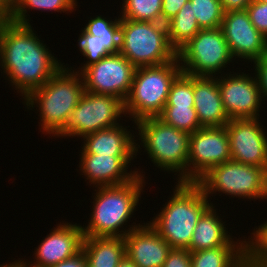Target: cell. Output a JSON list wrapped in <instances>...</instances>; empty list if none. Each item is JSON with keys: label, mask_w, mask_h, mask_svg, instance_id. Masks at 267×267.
<instances>
[{"label": "cell", "mask_w": 267, "mask_h": 267, "mask_svg": "<svg viewBox=\"0 0 267 267\" xmlns=\"http://www.w3.org/2000/svg\"><path fill=\"white\" fill-rule=\"evenodd\" d=\"M35 32L31 24L9 19L0 26L1 73L10 86L21 93L22 99L42 87L64 64L52 55Z\"/></svg>", "instance_id": "6da1fadb"}, {"label": "cell", "mask_w": 267, "mask_h": 267, "mask_svg": "<svg viewBox=\"0 0 267 267\" xmlns=\"http://www.w3.org/2000/svg\"><path fill=\"white\" fill-rule=\"evenodd\" d=\"M145 183V178L136 175L121 185L96 187L90 220L87 226H82L84 237H125L141 226L133 222L126 230L123 225L134 215Z\"/></svg>", "instance_id": "7a4b0ae2"}, {"label": "cell", "mask_w": 267, "mask_h": 267, "mask_svg": "<svg viewBox=\"0 0 267 267\" xmlns=\"http://www.w3.org/2000/svg\"><path fill=\"white\" fill-rule=\"evenodd\" d=\"M67 65H63L42 87L23 99L28 110L36 106L39 109V131L45 135L56 137L66 127L84 93L81 74Z\"/></svg>", "instance_id": "3957f363"}, {"label": "cell", "mask_w": 267, "mask_h": 267, "mask_svg": "<svg viewBox=\"0 0 267 267\" xmlns=\"http://www.w3.org/2000/svg\"><path fill=\"white\" fill-rule=\"evenodd\" d=\"M176 183L170 200L149 223L172 249H188L198 220L212 202L197 183Z\"/></svg>", "instance_id": "277c9868"}, {"label": "cell", "mask_w": 267, "mask_h": 267, "mask_svg": "<svg viewBox=\"0 0 267 267\" xmlns=\"http://www.w3.org/2000/svg\"><path fill=\"white\" fill-rule=\"evenodd\" d=\"M182 73L176 57L168 63L138 67L133 76L129 95L124 101L125 116L136 123L158 117L167 102L174 80Z\"/></svg>", "instance_id": "5b68a950"}, {"label": "cell", "mask_w": 267, "mask_h": 267, "mask_svg": "<svg viewBox=\"0 0 267 267\" xmlns=\"http://www.w3.org/2000/svg\"><path fill=\"white\" fill-rule=\"evenodd\" d=\"M135 124L139 132L137 139L141 140L139 143L153 164L164 172H176L178 182H187L190 134L166 124L159 117L144 118Z\"/></svg>", "instance_id": "8992f818"}, {"label": "cell", "mask_w": 267, "mask_h": 267, "mask_svg": "<svg viewBox=\"0 0 267 267\" xmlns=\"http://www.w3.org/2000/svg\"><path fill=\"white\" fill-rule=\"evenodd\" d=\"M119 52L135 67L173 61L177 51L168 41L167 25L121 19Z\"/></svg>", "instance_id": "52a82bcc"}, {"label": "cell", "mask_w": 267, "mask_h": 267, "mask_svg": "<svg viewBox=\"0 0 267 267\" xmlns=\"http://www.w3.org/2000/svg\"><path fill=\"white\" fill-rule=\"evenodd\" d=\"M196 183L208 199L218 192L239 199L267 200V171L233 160L212 167Z\"/></svg>", "instance_id": "ba28073f"}, {"label": "cell", "mask_w": 267, "mask_h": 267, "mask_svg": "<svg viewBox=\"0 0 267 267\" xmlns=\"http://www.w3.org/2000/svg\"><path fill=\"white\" fill-rule=\"evenodd\" d=\"M177 58L184 74L206 77L223 75L221 71L235 60L221 28L201 29L177 51Z\"/></svg>", "instance_id": "9c48e42d"}, {"label": "cell", "mask_w": 267, "mask_h": 267, "mask_svg": "<svg viewBox=\"0 0 267 267\" xmlns=\"http://www.w3.org/2000/svg\"><path fill=\"white\" fill-rule=\"evenodd\" d=\"M122 114L126 118L123 100L111 95L84 91L66 127L56 138L75 136L83 138L99 130L120 125Z\"/></svg>", "instance_id": "30bf717a"}, {"label": "cell", "mask_w": 267, "mask_h": 267, "mask_svg": "<svg viewBox=\"0 0 267 267\" xmlns=\"http://www.w3.org/2000/svg\"><path fill=\"white\" fill-rule=\"evenodd\" d=\"M136 68L120 53L110 54L81 72L84 91L118 97L129 95Z\"/></svg>", "instance_id": "8fae6325"}, {"label": "cell", "mask_w": 267, "mask_h": 267, "mask_svg": "<svg viewBox=\"0 0 267 267\" xmlns=\"http://www.w3.org/2000/svg\"><path fill=\"white\" fill-rule=\"evenodd\" d=\"M231 160L226 127H201L190 134L187 182L196 183L212 167Z\"/></svg>", "instance_id": "7c38bea8"}, {"label": "cell", "mask_w": 267, "mask_h": 267, "mask_svg": "<svg viewBox=\"0 0 267 267\" xmlns=\"http://www.w3.org/2000/svg\"><path fill=\"white\" fill-rule=\"evenodd\" d=\"M231 73L218 76L223 107L229 119L259 118L264 100L256 76Z\"/></svg>", "instance_id": "4fadbf2b"}, {"label": "cell", "mask_w": 267, "mask_h": 267, "mask_svg": "<svg viewBox=\"0 0 267 267\" xmlns=\"http://www.w3.org/2000/svg\"><path fill=\"white\" fill-rule=\"evenodd\" d=\"M259 118L230 119L225 125L231 160L267 171V134Z\"/></svg>", "instance_id": "5bb4252c"}, {"label": "cell", "mask_w": 267, "mask_h": 267, "mask_svg": "<svg viewBox=\"0 0 267 267\" xmlns=\"http://www.w3.org/2000/svg\"><path fill=\"white\" fill-rule=\"evenodd\" d=\"M221 30L232 57L253 64L267 54V38L252 24L246 10L224 13Z\"/></svg>", "instance_id": "9a60e30c"}, {"label": "cell", "mask_w": 267, "mask_h": 267, "mask_svg": "<svg viewBox=\"0 0 267 267\" xmlns=\"http://www.w3.org/2000/svg\"><path fill=\"white\" fill-rule=\"evenodd\" d=\"M53 229L35 249L33 262L26 259L29 266L52 267L82 251L84 234L81 225L60 222Z\"/></svg>", "instance_id": "2e32d148"}, {"label": "cell", "mask_w": 267, "mask_h": 267, "mask_svg": "<svg viewBox=\"0 0 267 267\" xmlns=\"http://www.w3.org/2000/svg\"><path fill=\"white\" fill-rule=\"evenodd\" d=\"M79 170L93 187L121 185L131 181L136 175L145 177L140 169L127 172L136 156H105L80 153ZM134 157V158H133ZM136 170V171H135ZM139 170V171H138Z\"/></svg>", "instance_id": "e0dca14e"}, {"label": "cell", "mask_w": 267, "mask_h": 267, "mask_svg": "<svg viewBox=\"0 0 267 267\" xmlns=\"http://www.w3.org/2000/svg\"><path fill=\"white\" fill-rule=\"evenodd\" d=\"M124 240L126 257L138 267H162L172 249L149 221L130 231Z\"/></svg>", "instance_id": "ac0fdd59"}, {"label": "cell", "mask_w": 267, "mask_h": 267, "mask_svg": "<svg viewBox=\"0 0 267 267\" xmlns=\"http://www.w3.org/2000/svg\"><path fill=\"white\" fill-rule=\"evenodd\" d=\"M194 108L201 127H221L229 121L218 86V76H193Z\"/></svg>", "instance_id": "d6986e66"}, {"label": "cell", "mask_w": 267, "mask_h": 267, "mask_svg": "<svg viewBox=\"0 0 267 267\" xmlns=\"http://www.w3.org/2000/svg\"><path fill=\"white\" fill-rule=\"evenodd\" d=\"M122 124L99 130L83 137L81 153H92L105 156H137L141 150L135 134Z\"/></svg>", "instance_id": "ffe728a7"}, {"label": "cell", "mask_w": 267, "mask_h": 267, "mask_svg": "<svg viewBox=\"0 0 267 267\" xmlns=\"http://www.w3.org/2000/svg\"><path fill=\"white\" fill-rule=\"evenodd\" d=\"M213 205L198 220L188 250L194 252L223 245H247L246 237H244V241L240 238L235 241L231 237V233L226 230V222H223L218 216L217 209H214Z\"/></svg>", "instance_id": "44dd1931"}, {"label": "cell", "mask_w": 267, "mask_h": 267, "mask_svg": "<svg viewBox=\"0 0 267 267\" xmlns=\"http://www.w3.org/2000/svg\"><path fill=\"white\" fill-rule=\"evenodd\" d=\"M87 267H117L125 254L124 237H84Z\"/></svg>", "instance_id": "7402d4cb"}, {"label": "cell", "mask_w": 267, "mask_h": 267, "mask_svg": "<svg viewBox=\"0 0 267 267\" xmlns=\"http://www.w3.org/2000/svg\"><path fill=\"white\" fill-rule=\"evenodd\" d=\"M192 267H244L248 263L247 245H223L190 252Z\"/></svg>", "instance_id": "603a6c76"}, {"label": "cell", "mask_w": 267, "mask_h": 267, "mask_svg": "<svg viewBox=\"0 0 267 267\" xmlns=\"http://www.w3.org/2000/svg\"><path fill=\"white\" fill-rule=\"evenodd\" d=\"M78 47L80 53L84 56L86 62L76 72L80 73L85 67L100 61L103 57L119 52L120 35H103L95 37L81 30L78 38Z\"/></svg>", "instance_id": "cb8c5ba5"}, {"label": "cell", "mask_w": 267, "mask_h": 267, "mask_svg": "<svg viewBox=\"0 0 267 267\" xmlns=\"http://www.w3.org/2000/svg\"><path fill=\"white\" fill-rule=\"evenodd\" d=\"M166 25L168 41L176 51L183 47L201 30L195 15L192 13V4L190 1Z\"/></svg>", "instance_id": "d4e9b609"}, {"label": "cell", "mask_w": 267, "mask_h": 267, "mask_svg": "<svg viewBox=\"0 0 267 267\" xmlns=\"http://www.w3.org/2000/svg\"><path fill=\"white\" fill-rule=\"evenodd\" d=\"M77 0H20L9 20L19 24H30L27 11L30 9L72 13L78 6Z\"/></svg>", "instance_id": "484cf974"}, {"label": "cell", "mask_w": 267, "mask_h": 267, "mask_svg": "<svg viewBox=\"0 0 267 267\" xmlns=\"http://www.w3.org/2000/svg\"><path fill=\"white\" fill-rule=\"evenodd\" d=\"M121 19L162 23L163 0H122Z\"/></svg>", "instance_id": "4316f807"}, {"label": "cell", "mask_w": 267, "mask_h": 267, "mask_svg": "<svg viewBox=\"0 0 267 267\" xmlns=\"http://www.w3.org/2000/svg\"><path fill=\"white\" fill-rule=\"evenodd\" d=\"M158 117L166 124L189 134L201 128L194 106H164Z\"/></svg>", "instance_id": "83f0119b"}, {"label": "cell", "mask_w": 267, "mask_h": 267, "mask_svg": "<svg viewBox=\"0 0 267 267\" xmlns=\"http://www.w3.org/2000/svg\"><path fill=\"white\" fill-rule=\"evenodd\" d=\"M200 29L220 28L224 11L220 0H189Z\"/></svg>", "instance_id": "f1b7e54d"}, {"label": "cell", "mask_w": 267, "mask_h": 267, "mask_svg": "<svg viewBox=\"0 0 267 267\" xmlns=\"http://www.w3.org/2000/svg\"><path fill=\"white\" fill-rule=\"evenodd\" d=\"M253 231L247 239L248 263L253 267H267V221Z\"/></svg>", "instance_id": "f546056e"}, {"label": "cell", "mask_w": 267, "mask_h": 267, "mask_svg": "<svg viewBox=\"0 0 267 267\" xmlns=\"http://www.w3.org/2000/svg\"><path fill=\"white\" fill-rule=\"evenodd\" d=\"M165 106H194L192 75L182 72L174 80Z\"/></svg>", "instance_id": "4dcf8cb0"}, {"label": "cell", "mask_w": 267, "mask_h": 267, "mask_svg": "<svg viewBox=\"0 0 267 267\" xmlns=\"http://www.w3.org/2000/svg\"><path fill=\"white\" fill-rule=\"evenodd\" d=\"M118 16L114 21L108 18L97 15L95 18H90L88 24L83 30L90 35L101 37L103 35H120L121 33V17Z\"/></svg>", "instance_id": "1f68e13d"}, {"label": "cell", "mask_w": 267, "mask_h": 267, "mask_svg": "<svg viewBox=\"0 0 267 267\" xmlns=\"http://www.w3.org/2000/svg\"><path fill=\"white\" fill-rule=\"evenodd\" d=\"M246 12L253 26L267 38V2L253 0Z\"/></svg>", "instance_id": "d6a6232c"}, {"label": "cell", "mask_w": 267, "mask_h": 267, "mask_svg": "<svg viewBox=\"0 0 267 267\" xmlns=\"http://www.w3.org/2000/svg\"><path fill=\"white\" fill-rule=\"evenodd\" d=\"M162 267H192L188 249H171Z\"/></svg>", "instance_id": "836d02e7"}, {"label": "cell", "mask_w": 267, "mask_h": 267, "mask_svg": "<svg viewBox=\"0 0 267 267\" xmlns=\"http://www.w3.org/2000/svg\"><path fill=\"white\" fill-rule=\"evenodd\" d=\"M255 76L261 89V95L267 100V54L253 62ZM264 96V97H263Z\"/></svg>", "instance_id": "e575fe53"}, {"label": "cell", "mask_w": 267, "mask_h": 267, "mask_svg": "<svg viewBox=\"0 0 267 267\" xmlns=\"http://www.w3.org/2000/svg\"><path fill=\"white\" fill-rule=\"evenodd\" d=\"M189 0H163L162 23L171 20Z\"/></svg>", "instance_id": "d590c367"}, {"label": "cell", "mask_w": 267, "mask_h": 267, "mask_svg": "<svg viewBox=\"0 0 267 267\" xmlns=\"http://www.w3.org/2000/svg\"><path fill=\"white\" fill-rule=\"evenodd\" d=\"M224 13L246 10L253 0H220Z\"/></svg>", "instance_id": "8d00e7d4"}, {"label": "cell", "mask_w": 267, "mask_h": 267, "mask_svg": "<svg viewBox=\"0 0 267 267\" xmlns=\"http://www.w3.org/2000/svg\"><path fill=\"white\" fill-rule=\"evenodd\" d=\"M52 267H87V262L83 251H81L74 257L59 262Z\"/></svg>", "instance_id": "74e56055"}, {"label": "cell", "mask_w": 267, "mask_h": 267, "mask_svg": "<svg viewBox=\"0 0 267 267\" xmlns=\"http://www.w3.org/2000/svg\"><path fill=\"white\" fill-rule=\"evenodd\" d=\"M20 0H0V14L9 19Z\"/></svg>", "instance_id": "f35d334b"}, {"label": "cell", "mask_w": 267, "mask_h": 267, "mask_svg": "<svg viewBox=\"0 0 267 267\" xmlns=\"http://www.w3.org/2000/svg\"><path fill=\"white\" fill-rule=\"evenodd\" d=\"M117 267H138V266L125 256Z\"/></svg>", "instance_id": "ab89813d"}, {"label": "cell", "mask_w": 267, "mask_h": 267, "mask_svg": "<svg viewBox=\"0 0 267 267\" xmlns=\"http://www.w3.org/2000/svg\"><path fill=\"white\" fill-rule=\"evenodd\" d=\"M0 267H20V260H15L14 262H9L8 264H1Z\"/></svg>", "instance_id": "60d3db41"}, {"label": "cell", "mask_w": 267, "mask_h": 267, "mask_svg": "<svg viewBox=\"0 0 267 267\" xmlns=\"http://www.w3.org/2000/svg\"><path fill=\"white\" fill-rule=\"evenodd\" d=\"M20 267H32V266H29L27 263H25V259L23 260L20 259Z\"/></svg>", "instance_id": "b9f144b4"}, {"label": "cell", "mask_w": 267, "mask_h": 267, "mask_svg": "<svg viewBox=\"0 0 267 267\" xmlns=\"http://www.w3.org/2000/svg\"><path fill=\"white\" fill-rule=\"evenodd\" d=\"M5 20V18L0 14V26L2 24V22Z\"/></svg>", "instance_id": "7bdbcfd3"}, {"label": "cell", "mask_w": 267, "mask_h": 267, "mask_svg": "<svg viewBox=\"0 0 267 267\" xmlns=\"http://www.w3.org/2000/svg\"><path fill=\"white\" fill-rule=\"evenodd\" d=\"M244 267H253V266L247 263Z\"/></svg>", "instance_id": "ee69618b"}, {"label": "cell", "mask_w": 267, "mask_h": 267, "mask_svg": "<svg viewBox=\"0 0 267 267\" xmlns=\"http://www.w3.org/2000/svg\"><path fill=\"white\" fill-rule=\"evenodd\" d=\"M258 2H267V0H256Z\"/></svg>", "instance_id": "f6af8a7d"}]
</instances>
